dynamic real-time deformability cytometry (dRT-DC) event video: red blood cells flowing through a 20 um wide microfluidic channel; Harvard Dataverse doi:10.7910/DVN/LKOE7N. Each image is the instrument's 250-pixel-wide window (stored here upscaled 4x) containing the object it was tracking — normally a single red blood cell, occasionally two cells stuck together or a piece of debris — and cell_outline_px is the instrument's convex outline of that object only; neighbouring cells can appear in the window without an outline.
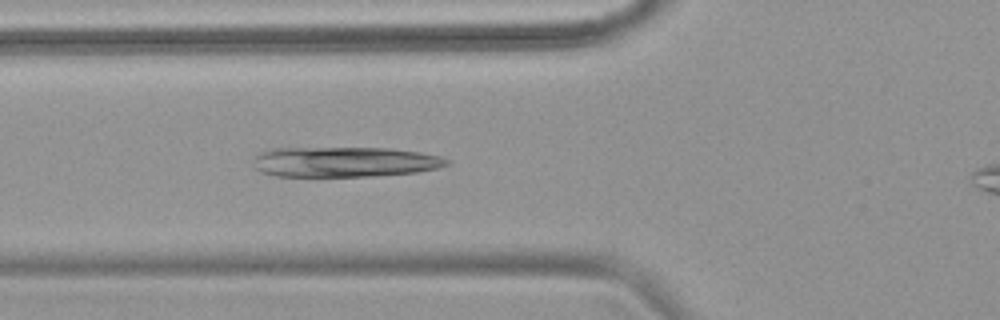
{"species": "common noctule bat (a hibernating species)", "species_latin": "Nyctalus noctula", "temperature_condition": "warm", "stored_images_in_passage": 45, "camera_frame_rate_fps": 3000, "um_per_image_px": 0.085, "animal": {"sex": "female", "body_mass_g": 18.4}, "frame": {"image": 1, "passage_image": 16, "time_ms": 5.0, "image_size_px": [1000, 320], "cell_outline_px": [[448, 164], [436, 168], [416, 172], [376, 176], [276, 176], [260, 172], [252, 164], [252, 160], [260, 152], [272, 148], [388, 148], [416, 152], [440, 156], [448, 160]], "centroid_in_image_um": [29.21, 13.76], "position_along_channel_um": 96.6, "area_um2": 33.99}}
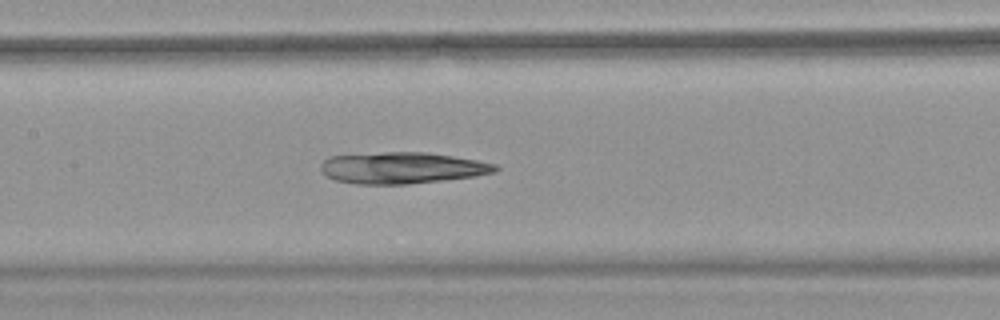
{"frame": {"image": 2, "passage_image": 22, "time_ms": 7.0, "image_size_px": [1000, 320], "cell_outline_px": [[500, 168], [496, 172], [476, 176], [444, 180], [408, 184], [356, 184], [336, 180], [328, 176], [320, 168], [320, 164], [324, 160], [332, 156], [388, 152], [428, 152], [476, 160], [496, 164]], "centroid_in_image_um": [34.22, 14.27], "position_along_channel_um": 173.2, "area_um2": 31.85}}
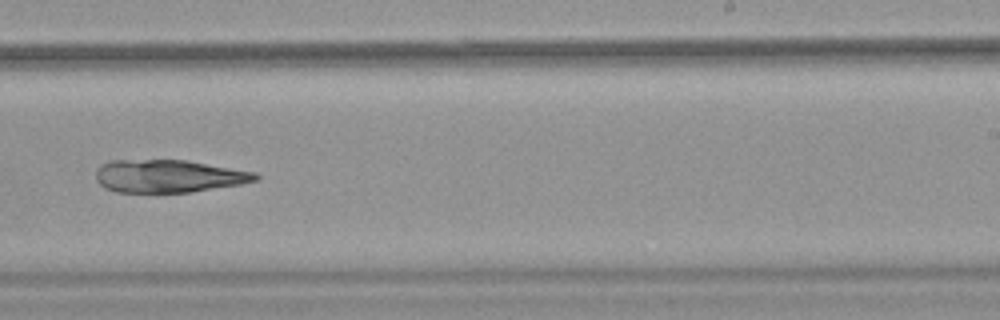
{"frame": {"image": 3, "passage_image": 30, "time_ms": 9.667, "image_size_px": [1000, 320], "cell_outline_px": [[260, 176], [256, 180], [240, 184], [192, 192], [116, 192], [104, 188], [96, 180], [96, 168], [100, 164], [112, 160], [188, 160], [256, 172]], "centroid_in_image_um": [14.3, 14.96], "position_along_channel_um": 274.7, "area_um2": 30.63}}